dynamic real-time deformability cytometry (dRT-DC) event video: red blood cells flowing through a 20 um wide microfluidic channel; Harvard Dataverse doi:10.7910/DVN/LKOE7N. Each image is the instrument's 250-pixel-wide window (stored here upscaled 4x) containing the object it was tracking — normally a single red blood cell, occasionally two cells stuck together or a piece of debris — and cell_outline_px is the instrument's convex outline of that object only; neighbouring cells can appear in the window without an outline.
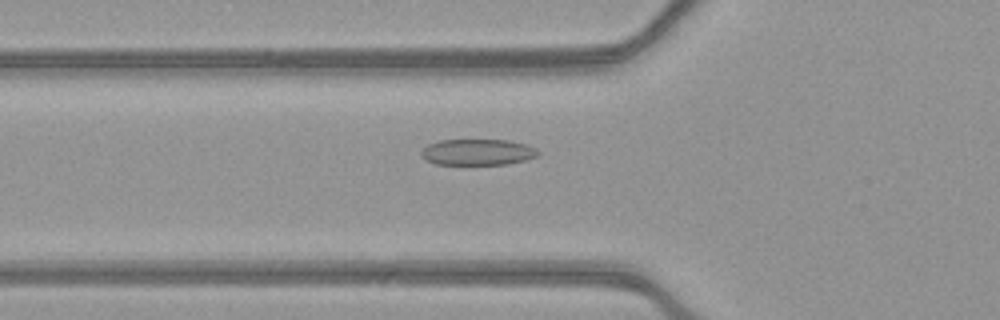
{"species": "common noctule bat (a hibernating species)", "species_latin": "Nyctalus noctula", "temperature_condition": "warm", "stored_images_in_passage": 46, "camera_frame_rate_fps": 3000, "um_per_image_px": 0.085, "animal": {"sex": "female", "body_mass_g": 21.9}, "frame": {"image": 1, "passage_image": 12, "time_ms": 3.667, "image_size_px": [1000, 320], "cell_outline_px": [[540, 152], [536, 156], [524, 160], [508, 164], [436, 164], [420, 156], [420, 152], [428, 144], [440, 140], [508, 140], [524, 144], [536, 148]], "centroid_in_image_um": [40.59, 12.93], "position_along_channel_um": 85.2, "area_um2": 17.63}}
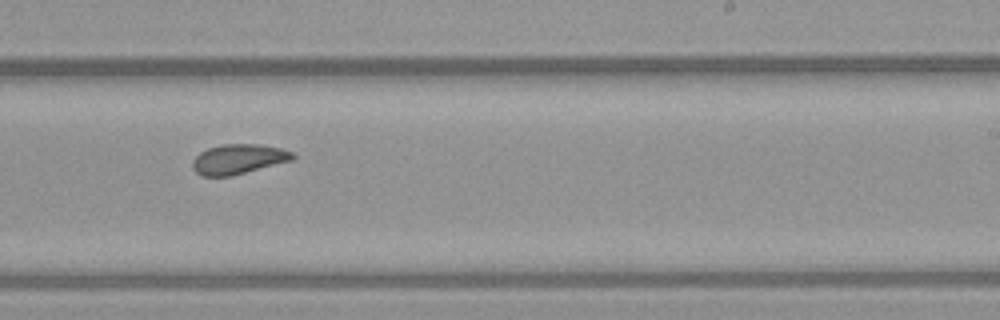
{"frame": {"image": 2, "passage_image": 26, "time_ms": 8.333, "image_size_px": [1000, 320], "cell_outline_px": [[296, 156], [292, 160], [232, 176], [200, 176], [192, 168], [192, 160], [200, 152], [208, 148], [224, 144], [256, 144], [280, 148], [292, 152]], "centroid_in_image_um": [20.23, 13.53], "position_along_channel_um": 268.8, "area_um2": 17.4}}
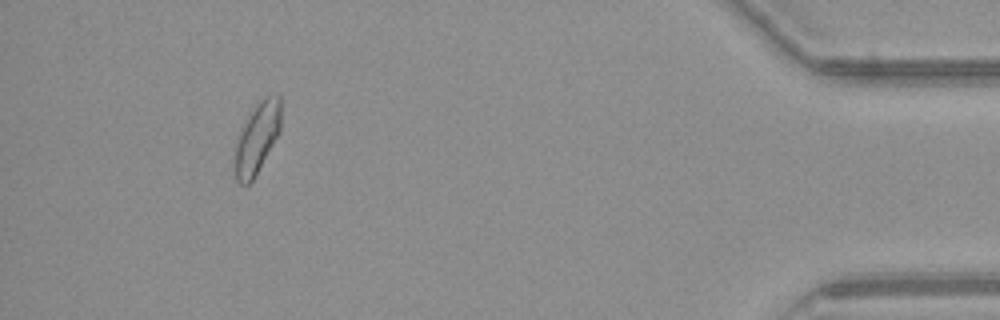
{"frame": {"image": 3, "passage_image": 42, "time_ms": 13.667, "image_size_px": [1000, 320], "cell_outline_px": [[280, 132], [252, 180], [248, 184], [240, 184], [236, 180], [232, 168], [236, 140], [240, 128], [244, 120], [256, 104], [268, 96], [280, 92]], "centroid_in_image_um": [21.8, 11.74], "position_along_channel_um": 413.4, "area_um2": 19.31}, "authors_computed_cell_mechanics": {"area_um2": 17.8313, "velocity_mm_per_s": 3.9146, "shape_relaxation_time_tau1_ms": 5.1619, "shape_relaxation_time_tau2_ms": 1.7758, "deformation_change_tau1": 0.1271, "deformation_change_tau2": 0.083}}